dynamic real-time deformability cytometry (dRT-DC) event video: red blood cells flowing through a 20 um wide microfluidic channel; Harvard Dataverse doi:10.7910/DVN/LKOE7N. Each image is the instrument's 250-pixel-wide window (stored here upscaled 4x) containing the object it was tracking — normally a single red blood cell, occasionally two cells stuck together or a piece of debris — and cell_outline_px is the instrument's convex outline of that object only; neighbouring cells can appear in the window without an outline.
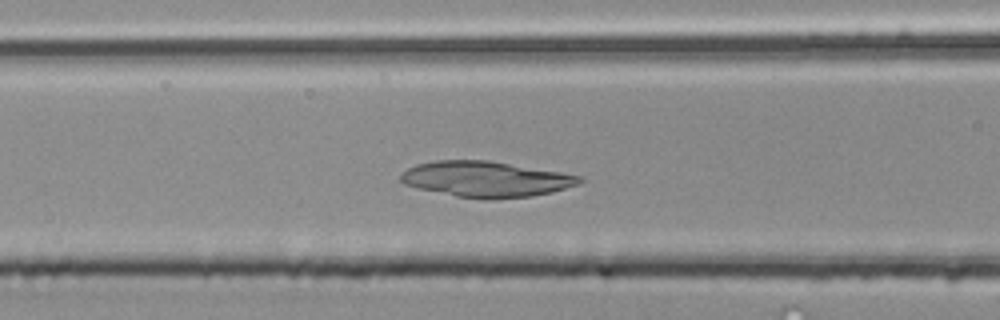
{"species": "common noctule bat (a hibernating species)", "species_latin": "Nyctalus noctula", "temperature_condition": "room temperature", "stored_images_in_passage": 39, "camera_frame_rate_fps": 3000, "um_per_image_px": 0.085, "animal": {"sex": "male", "body_mass_g": 20.4}, "frame": {"image": 1, "passage_image": 9, "time_ms": 2.667, "image_size_px": [1000, 320], "cell_outline_px": [[584, 180], [580, 184], [552, 192], [532, 196], [492, 200], [484, 200], [456, 196], [416, 188], [404, 184], [400, 180], [400, 176], [408, 168], [416, 164], [436, 160], [488, 160], [584, 176]], "centroid_in_image_um": [41.32, 15.24], "position_along_channel_um": 125.3, "area_um2": 37.45}}
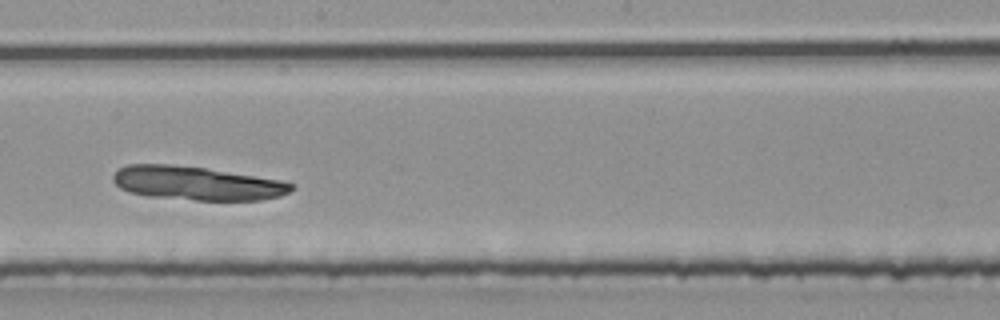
{"frame": {"image": 2, "passage_image": 17, "time_ms": 5.333, "image_size_px": [1000, 320], "cell_outline_px": [[296, 188], [280, 196], [260, 200], [196, 200], [148, 196], [128, 192], [120, 188], [112, 180], [112, 176], [120, 168], [128, 164], [172, 164], [204, 168], [280, 180], [296, 184]], "centroid_in_image_um": [16.72, 15.58], "position_along_channel_um": 231.5, "area_um2": 34.97}}
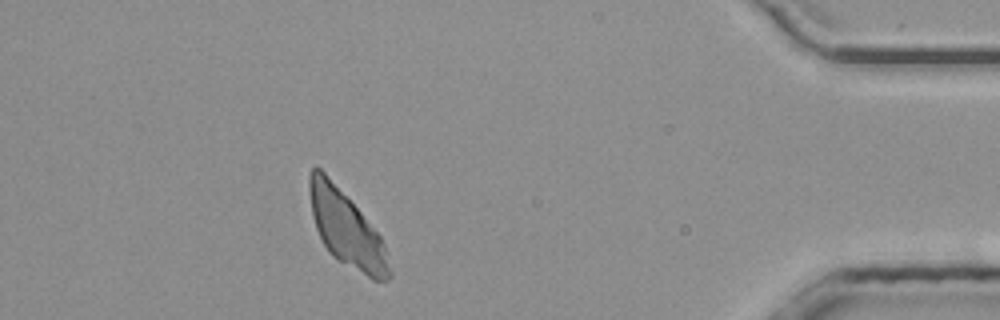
{"frame": {"image": 3, "passage_image": 34, "time_ms": 11.0, "image_size_px": [1000, 320], "cell_outline_px": [[392, 276], [388, 280], [372, 280], [332, 256], [328, 252], [316, 228], [312, 216], [308, 188], [308, 176], [312, 168], [316, 164], [324, 172], [360, 212], [380, 236], [384, 244], [392, 272]], "centroid_in_image_um": [29.42, 19.46], "position_along_channel_um": 405.8, "area_um2": 34.62}}